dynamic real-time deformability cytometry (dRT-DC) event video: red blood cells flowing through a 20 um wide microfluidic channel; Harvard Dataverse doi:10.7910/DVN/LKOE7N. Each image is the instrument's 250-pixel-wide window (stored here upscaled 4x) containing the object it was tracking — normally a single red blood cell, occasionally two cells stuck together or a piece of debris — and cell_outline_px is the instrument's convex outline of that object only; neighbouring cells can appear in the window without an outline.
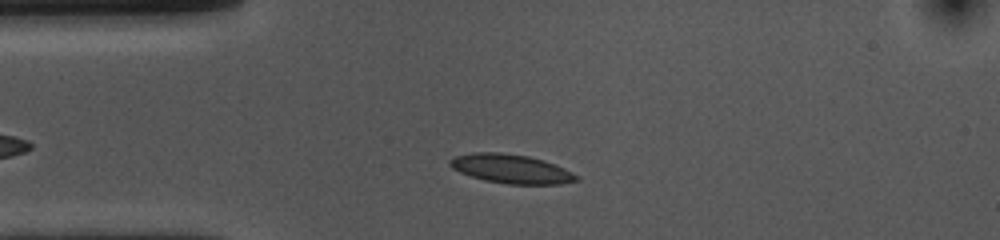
{"species": "common noctule bat (a hibernating species)", "species_latin": "Nyctalus noctula", "temperature_condition": "cold", "stored_images_in_passage": 40, "camera_frame_rate_fps": 3000, "um_per_image_px": 0.085, "animal": {"sex": "female", "body_mass_g": 10.0, "forearm_length_mm": 53.1}, "frame": {"image": 1, "passage_image": 7, "time_ms": 2.0, "image_size_px": [1000, 240], "cell_outline_px": [[580, 180], [560, 184], [508, 184], [484, 180], [460, 172], [452, 168], [448, 164], [448, 160], [456, 156], [472, 152], [500, 152], [528, 156], [544, 160], [564, 168], [580, 176]], "centroid_in_image_um": [43.46, 14.35], "position_along_channel_um": 41.5, "area_um2": 21.44}}
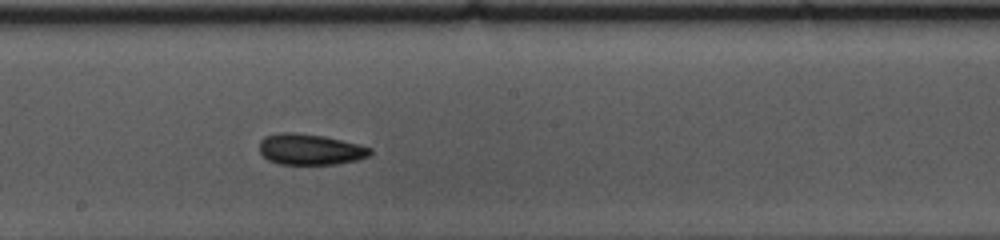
{"frame": {"image": 2, "passage_image": 23, "time_ms": 7.333, "image_size_px": [1000, 240], "cell_outline_px": [[372, 152], [368, 156], [356, 160], [336, 164], [280, 164], [268, 160], [260, 152], [260, 140], [264, 136], [280, 132], [296, 132], [324, 136], [360, 144], [372, 148]], "centroid_in_image_um": [26.36, 12.68], "position_along_channel_um": 221.8, "area_um2": 20.06}}
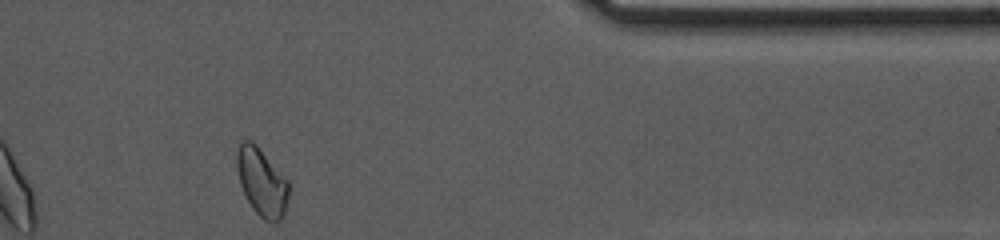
{"frame": {"image": 3, "passage_image": 39, "time_ms": 12.667, "image_size_px": [1000, 240], "cell_outline_px": [[288, 196], [284, 216], [276, 224], [272, 224], [264, 220], [252, 208], [240, 184], [236, 168], [236, 152], [240, 140], [244, 136], [252, 140], [256, 144], [288, 180]], "centroid_in_image_um": [22.23, 15.45], "position_along_channel_um": 389.2, "area_um2": 20.87}, "authors_computed_cell_mechanics": {"area_um2": 20.0566, "velocity_mm_per_s": 3.6613, "shape_relaxation_time_tau1_ms": 2.8561, "shape_relaxation_time_tau2_ms": 3.7268, "deformation_change_tau1": 0.1033, "deformation_change_tau2": 0.0879}}